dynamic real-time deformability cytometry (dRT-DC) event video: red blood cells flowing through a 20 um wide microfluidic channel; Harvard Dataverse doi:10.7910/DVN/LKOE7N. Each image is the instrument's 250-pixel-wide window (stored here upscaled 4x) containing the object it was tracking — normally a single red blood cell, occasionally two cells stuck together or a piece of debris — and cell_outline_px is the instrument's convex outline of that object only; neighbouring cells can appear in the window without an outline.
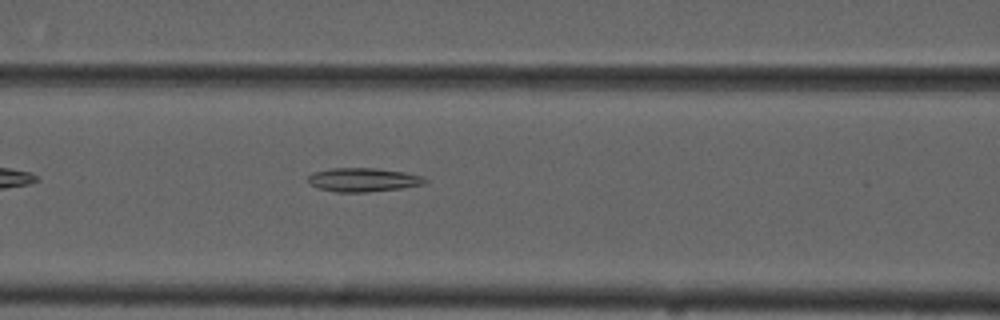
{"species": "common noctule bat (a hibernating species)", "species_latin": "Nyctalus noctula", "temperature_condition": "cold", "stored_images_in_passage": 39, "camera_frame_rate_fps": 3000, "um_per_image_px": 0.085, "animal": {"sex": "male", "forearm_length_mm": 52.5}, "frame": {"image": 1, "passage_image": 8, "time_ms": 2.333, "image_size_px": [1000, 320], "cell_outline_px": [[428, 180], [424, 184], [404, 188], [368, 192], [336, 192], [320, 188], [312, 184], [308, 180], [308, 176], [312, 172], [332, 168], [376, 168], [404, 172], [424, 176]], "centroid_in_image_um": [30.92, 15.28], "position_along_channel_um": 135.7, "area_um2": 16.24}}
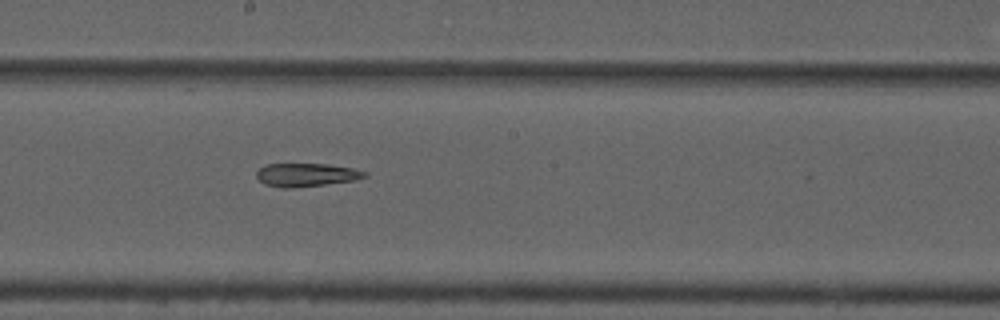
{"frame": {"image": 2, "passage_image": 15, "time_ms": 4.667, "image_size_px": [1000, 320], "cell_outline_px": [[368, 176], [356, 180], [292, 188], [284, 188], [264, 184], [256, 176], [256, 172], [260, 168], [268, 164], [328, 164], [352, 168], [368, 172]], "centroid_in_image_um": [26.06, 14.86], "position_along_channel_um": 222.1, "area_um2": 14.62}}
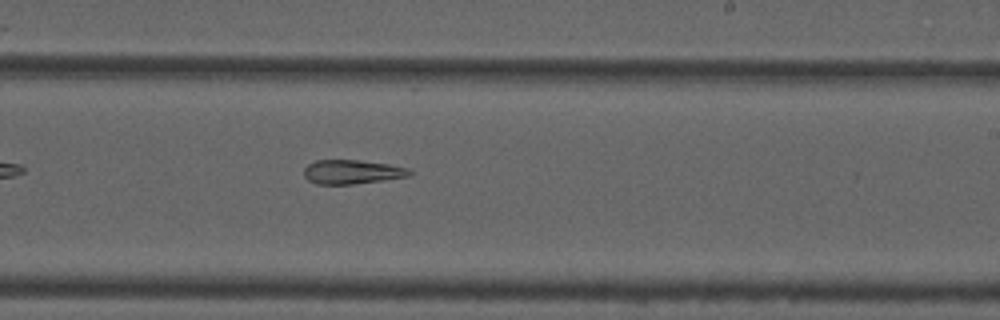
{"frame": {"image": 3, "passage_image": 18, "time_ms": 5.667, "image_size_px": [1000, 320], "cell_outline_px": [[412, 176], [352, 184], [316, 184], [308, 180], [304, 176], [304, 168], [308, 164], [316, 160], [356, 160], [388, 164], [408, 168], [412, 172]], "centroid_in_image_um": [29.92, 14.61], "position_along_channel_um": 259.1, "area_um2": 14.8}, "authors_computed_cell_mechanics": {"area_um2": 16.2418, "velocity_mm_per_s": 3.7232, "shape_relaxation_time_tau1_ms": null, "shape_relaxation_time_tau2_ms": 3.6904, "deformation_change_tau1": null, "deformation_change_tau2": 0.1335}}